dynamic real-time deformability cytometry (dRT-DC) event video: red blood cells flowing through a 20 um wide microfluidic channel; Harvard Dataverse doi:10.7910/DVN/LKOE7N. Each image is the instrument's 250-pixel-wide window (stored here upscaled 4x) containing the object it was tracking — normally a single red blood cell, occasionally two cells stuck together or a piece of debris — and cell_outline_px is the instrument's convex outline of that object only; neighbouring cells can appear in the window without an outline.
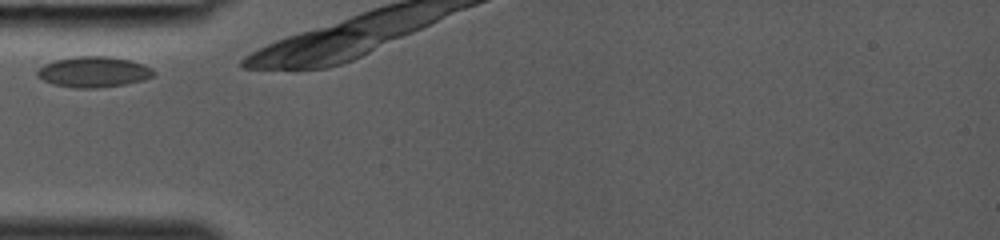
{"species": "common noctule bat (a hibernating species)", "species_latin": "Nyctalus noctula", "temperature_condition": "room temperature", "stored_images_in_passage": 3, "camera_frame_rate_fps": 3000, "um_per_image_px": 0.085, "animal": {"sex": "female", "body_mass_g": 19.0, "forearm_length_mm": 53.3}, "frame": {"image": 1, "passage_image": 1, "time_ms": 0.0, "image_size_px": [1000, 240], "cell_outline_px": [[156, 72], [152, 76], [144, 80], [124, 84], [100, 88], [76, 88], [52, 84], [36, 76], [36, 72], [44, 64], [56, 60], [76, 56], [108, 56], [128, 60], [152, 68]], "centroid_in_image_um": [7.94, 6.12], "position_along_channel_um": 77.1, "area_um2": 20.69}}